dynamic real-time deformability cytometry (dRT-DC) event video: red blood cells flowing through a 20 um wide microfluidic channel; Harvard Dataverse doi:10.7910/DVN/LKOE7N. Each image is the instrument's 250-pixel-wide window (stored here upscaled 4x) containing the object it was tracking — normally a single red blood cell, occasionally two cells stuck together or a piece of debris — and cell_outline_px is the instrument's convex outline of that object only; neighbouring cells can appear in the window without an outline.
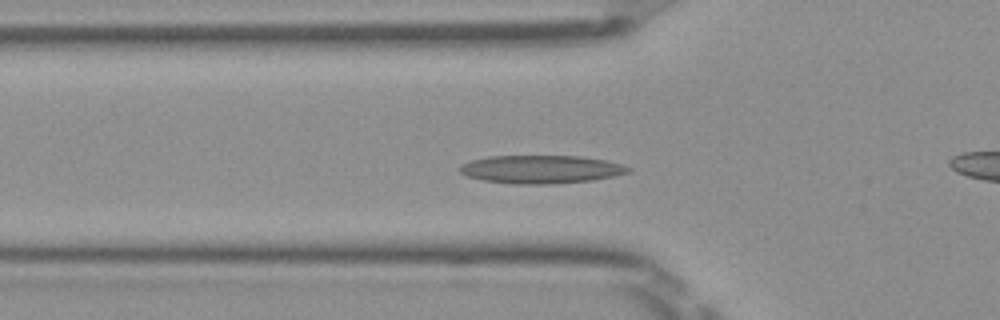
{"species": "Egyptian fruit bat (a non-hibernating species)", "species_latin": "Rousettus aegyptiacus", "temperature_condition": "room temperature", "stored_images_in_passage": 49, "camera_frame_rate_fps": 3000, "um_per_image_px": 0.085, "frame": {"image": 1, "passage_image": 14, "time_ms": 4.333, "image_size_px": [1000, 320], "cell_outline_px": [[632, 172], [592, 180], [548, 184], [512, 184], [484, 180], [468, 176], [460, 172], [460, 168], [464, 164], [472, 160], [488, 156], [580, 156], [608, 160], [632, 168]], "centroid_in_image_um": [46.03, 14.39], "position_along_channel_um": 79.8, "area_um2": 27.51}}
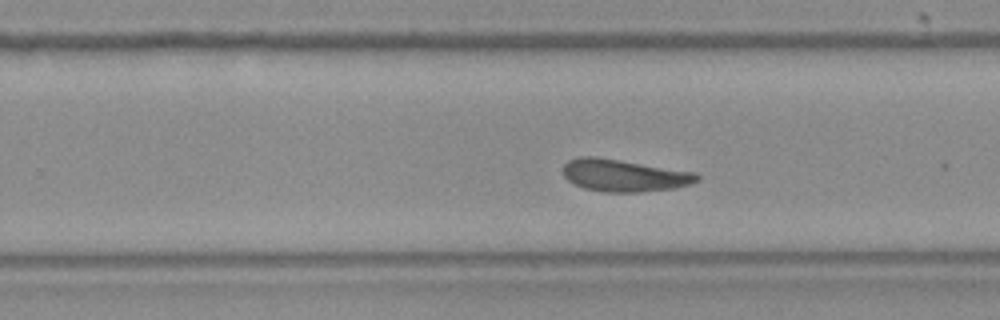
{"frame": {"image": 2, "passage_image": 29, "time_ms": 9.333, "image_size_px": [1000, 320], "cell_outline_px": [[700, 180], [692, 184], [672, 188], [640, 192], [604, 192], [584, 188], [568, 180], [564, 176], [564, 164], [568, 160], [580, 156], [596, 156], [696, 172], [700, 176]], "centroid_in_image_um": [53.07, 14.9], "position_along_channel_um": 276.7, "area_um2": 25.2}}
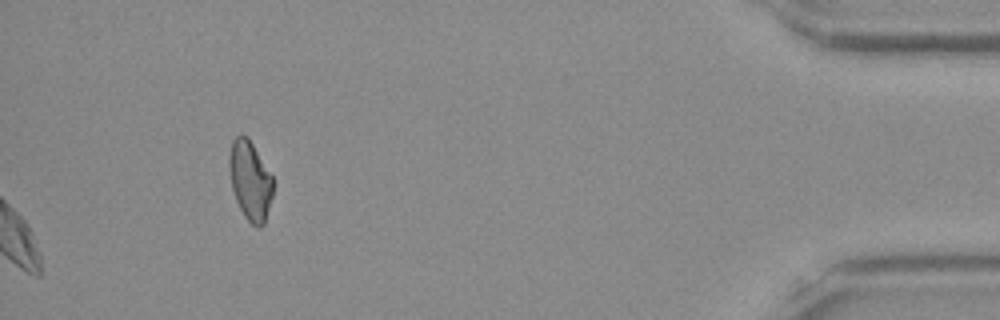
{"frame": {"image": 3, "passage_image": 49, "time_ms": 16.0, "image_size_px": [1000, 320], "cell_outline_px": [[272, 196], [264, 224], [260, 228], [256, 228], [244, 216], [236, 200], [232, 188], [228, 168], [228, 156], [232, 140], [240, 132], [248, 136], [272, 176]], "centroid_in_image_um": [21.23, 15.31], "position_along_channel_um": 414.0, "area_um2": 20.35}, "authors_computed_cell_mechanics": {"area_um2": 25.0274, "velocity_mm_per_s": 3.9303, "shape_relaxation_time_tau1_ms": 6.1639, "shape_relaxation_time_tau2_ms": 3.1641, "deformation_change_tau1": 0.149, "deformation_change_tau2": 0.0985}}